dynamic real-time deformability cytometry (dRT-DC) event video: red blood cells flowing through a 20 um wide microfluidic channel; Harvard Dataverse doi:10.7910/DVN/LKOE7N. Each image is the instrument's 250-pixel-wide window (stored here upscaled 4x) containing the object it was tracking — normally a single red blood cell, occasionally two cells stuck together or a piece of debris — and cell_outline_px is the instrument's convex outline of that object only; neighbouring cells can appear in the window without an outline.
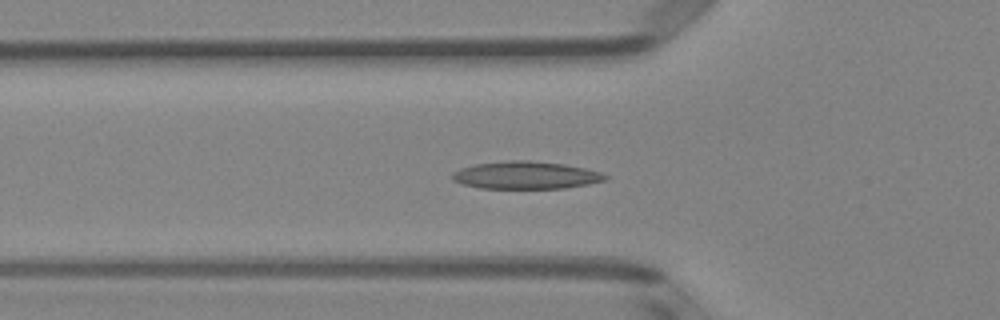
{"species": "Egyptian fruit bat (a non-hibernating species)", "species_latin": "Rousettus aegyptiacus", "temperature_condition": "room temperature", "stored_images_in_passage": 53, "segment_of_instrument_passage": [1, 2], "camera_frame_rate_fps": 3000, "um_per_image_px": 0.085, "animal": {"sex": "female"}, "frame": {"image": 1, "passage_image": 18, "time_ms": 5.667, "image_size_px": [1000, 320], "cell_outline_px": [[608, 176], [604, 180], [588, 184], [564, 188], [480, 188], [464, 184], [452, 180], [452, 172], [460, 168], [472, 164], [508, 160], [532, 160], [564, 164], [584, 168], [600, 172]], "centroid_in_image_um": [44.65, 14.88], "position_along_channel_um": 81.2, "area_um2": 24.57}}
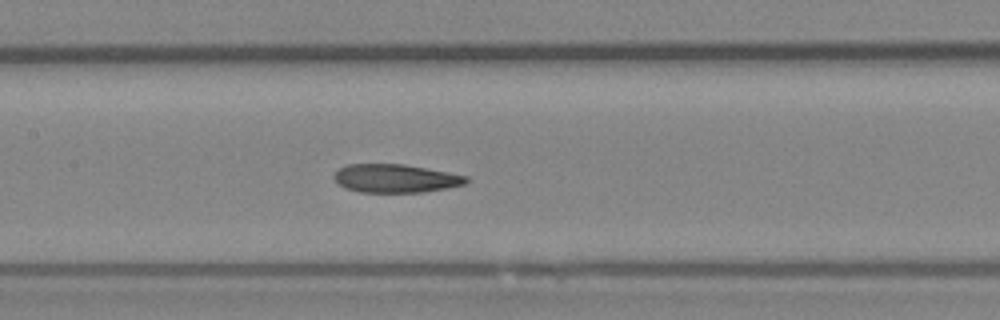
{"frame": {"image": 2, "passage_image": 25, "time_ms": 8.0, "image_size_px": [1000, 320], "cell_outline_px": [[468, 180], [464, 184], [424, 192], [360, 192], [344, 188], [332, 176], [340, 168], [348, 164], [404, 164], [448, 172], [468, 176]], "centroid_in_image_um": [33.6, 15.16], "position_along_channel_um": 173.8, "area_um2": 21.68}}
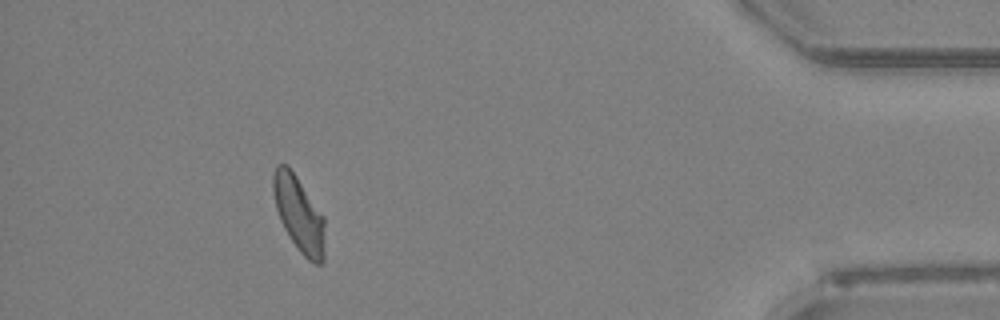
{"frame": {"image": 3, "passage_image": 47, "time_ms": 15.333, "image_size_px": [1000, 320], "cell_outline_px": [[324, 260], [320, 264], [316, 264], [308, 260], [300, 252], [284, 228], [280, 220], [276, 208], [272, 188], [272, 176], [276, 164], [288, 164], [324, 216]], "centroid_in_image_um": [25.4, 18.17], "position_along_channel_um": 409.8, "area_um2": 22.72}}